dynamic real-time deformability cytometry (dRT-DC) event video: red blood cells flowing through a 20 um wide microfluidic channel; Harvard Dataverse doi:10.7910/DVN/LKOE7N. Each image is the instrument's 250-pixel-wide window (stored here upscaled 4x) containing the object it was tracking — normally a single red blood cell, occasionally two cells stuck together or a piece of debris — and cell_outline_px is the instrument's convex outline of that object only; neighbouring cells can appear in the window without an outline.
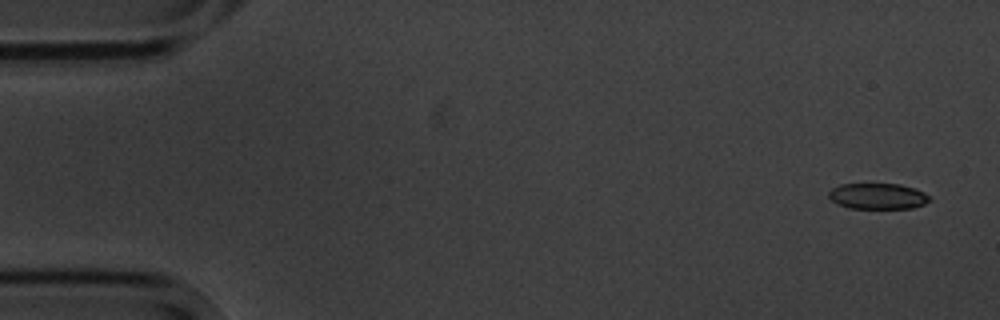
{"species": "common noctule bat (a hibernating species)", "species_latin": "Nyctalus noctula", "temperature_condition": "cold", "stored_images_in_passage": 7, "camera_frame_rate_fps": 3000, "um_per_image_px": 0.085, "animal": {"sex": "male", "body_mass_g": 20.1, "forearm_length_mm": 53.5}, "frame": {"image": 1, "passage_image": 1, "time_ms": 0.0, "image_size_px": [1000, 320], "cell_outline_px": [[932, 200], [924, 204], [912, 208], [848, 208], [836, 204], [828, 196], [828, 192], [832, 188], [840, 184], [900, 184], [916, 188], [932, 196]], "centroid_in_image_um": [74.64, 16.67], "position_along_channel_um": 10.4, "area_um2": 15.43}}
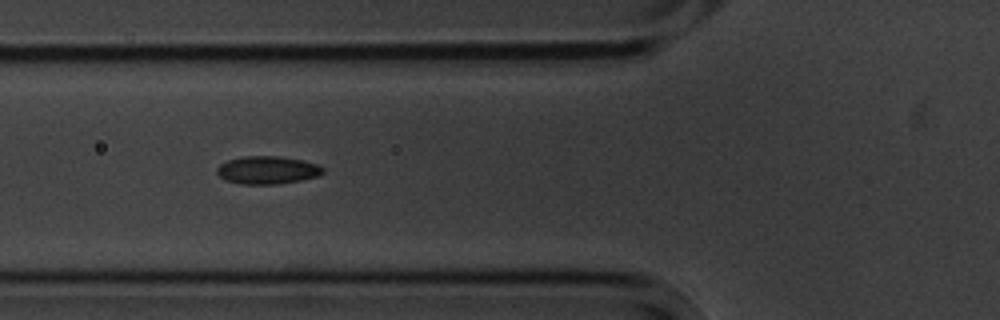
{"frame": {"image": 2, "passage_image": 6, "time_ms": 6.0, "image_size_px": [1000, 320], "cell_outline_px": [[324, 172], [316, 176], [300, 180], [276, 184], [240, 184], [228, 180], [220, 176], [216, 172], [216, 168], [220, 164], [228, 160], [244, 156], [280, 156], [304, 160], [316, 164], [324, 168]], "centroid_in_image_um": [22.72, 14.44], "position_along_channel_um": 103.1, "area_um2": 17.11}}
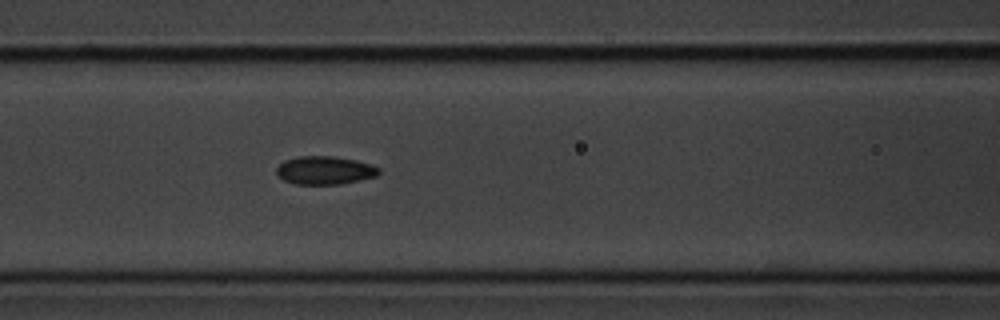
{"frame": {"image": 3, "passage_image": 7, "time_ms": 7.0, "image_size_px": [1000, 320], "cell_outline_px": [[380, 172], [376, 176], [360, 180], [340, 184], [296, 184], [284, 180], [276, 172], [276, 168], [284, 160], [300, 156], [332, 156], [356, 160], [372, 164], [380, 168]], "centroid_in_image_um": [27.63, 14.47], "position_along_channel_um": 139.0, "area_um2": 16.82}}